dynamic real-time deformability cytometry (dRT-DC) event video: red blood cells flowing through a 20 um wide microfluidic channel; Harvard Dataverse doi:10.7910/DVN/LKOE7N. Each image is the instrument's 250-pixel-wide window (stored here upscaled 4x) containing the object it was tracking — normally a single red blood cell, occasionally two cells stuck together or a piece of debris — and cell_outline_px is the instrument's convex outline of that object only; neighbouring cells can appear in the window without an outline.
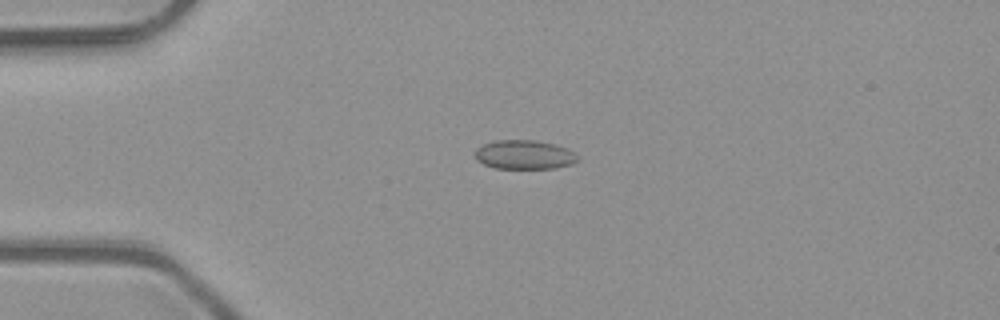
{"species": "common noctule bat (a hibernating species)", "species_latin": "Nyctalus noctula", "temperature_condition": "room temperature", "stored_images_in_passage": 39, "camera_frame_rate_fps": 3000, "um_per_image_px": 0.085, "animal": {"sex": "male", "body_mass_g": 23.1, "forearm_length_mm": 52.7}, "frame": {"image": 1, "passage_image": 1, "time_ms": 0.0, "image_size_px": [1000, 320], "cell_outline_px": [[580, 160], [572, 164], [556, 168], [496, 168], [484, 164], [476, 160], [472, 152], [476, 148], [484, 144], [496, 140], [536, 140], [556, 144], [568, 148], [580, 156]], "centroid_in_image_um": [44.59, 13.14], "position_along_channel_um": 40.4, "area_um2": 17.74}}
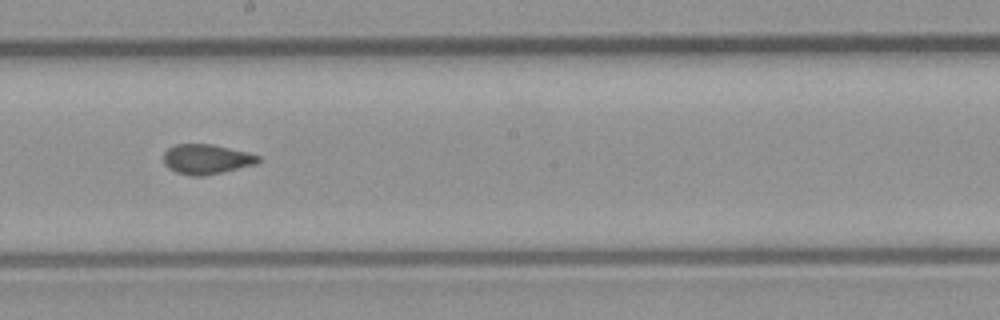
{"frame": {"image": 2, "passage_image": 17, "time_ms": 5.333, "image_size_px": [1000, 320], "cell_outline_px": [[260, 160], [256, 164], [204, 176], [188, 176], [176, 172], [168, 168], [164, 164], [164, 152], [168, 148], [176, 144], [212, 144], [248, 152], [260, 156]], "centroid_in_image_um": [17.53, 13.53], "position_along_channel_um": 230.7, "area_um2": 16.53}}
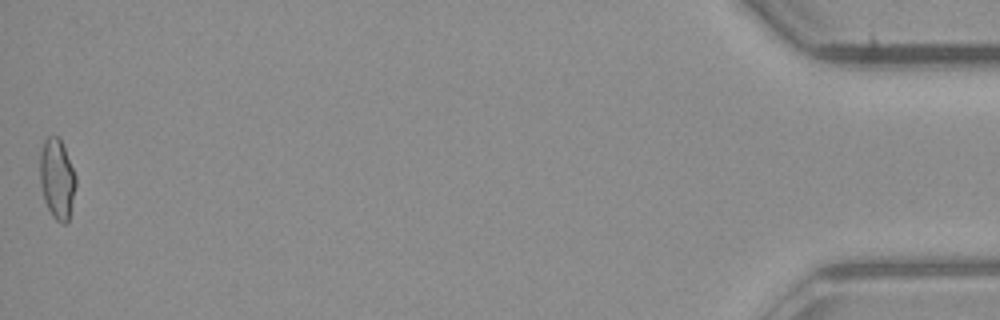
{"frame": {"image": 3, "passage_image": 39, "time_ms": 12.667, "image_size_px": [1000, 320], "cell_outline_px": [[76, 184], [68, 220], [64, 224], [60, 224], [52, 216], [44, 200], [40, 184], [40, 152], [44, 140], [48, 136], [60, 136], [76, 176]], "centroid_in_image_um": [4.84, 15.18], "position_along_channel_um": 430.4, "area_um2": 16.82}}